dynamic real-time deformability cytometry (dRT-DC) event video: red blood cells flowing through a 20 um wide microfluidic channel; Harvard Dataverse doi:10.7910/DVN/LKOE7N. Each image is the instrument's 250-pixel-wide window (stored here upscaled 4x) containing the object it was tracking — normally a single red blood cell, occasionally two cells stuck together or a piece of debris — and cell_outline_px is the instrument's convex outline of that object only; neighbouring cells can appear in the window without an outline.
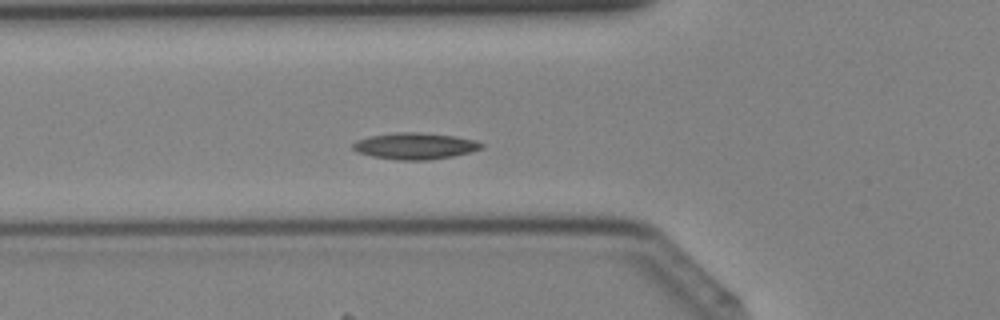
{"species": "Egyptian fruit bat (a non-hibernating species)", "species_latin": "Rousettus aegyptiacus", "temperature_condition": "cold", "stored_images_in_passage": 29, "camera_frame_rate_fps": 3000, "um_per_image_px": 0.085, "animal": {"sex": "female"}, "frame": {"image": 1, "passage_image": 2, "time_ms": 0.333, "image_size_px": [1000, 320], "cell_outline_px": [[484, 148], [472, 152], [452, 156], [428, 160], [396, 160], [372, 156], [356, 152], [352, 148], [352, 144], [356, 140], [368, 136], [396, 132], [420, 132], [456, 136], [476, 140], [484, 144]], "centroid_in_image_um": [35.28, 12.4], "position_along_channel_um": 90.5, "area_um2": 20.11}}
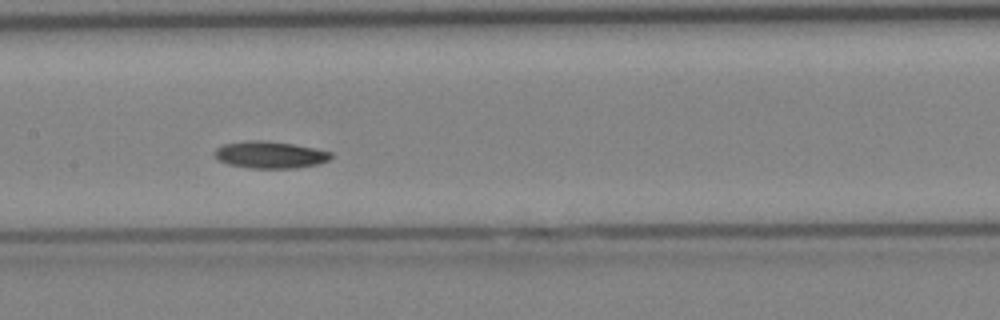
{"frame": {"image": 2, "passage_image": 8, "time_ms": 2.333, "image_size_px": [1000, 320], "cell_outline_px": [[332, 156], [328, 160], [320, 164], [296, 168], [248, 168], [228, 164], [216, 160], [212, 152], [216, 148], [224, 144], [248, 140], [264, 140], [292, 144], [316, 148], [332, 152]], "centroid_in_image_um": [22.93, 13.16], "position_along_channel_um": 184.5, "area_um2": 18.55}}
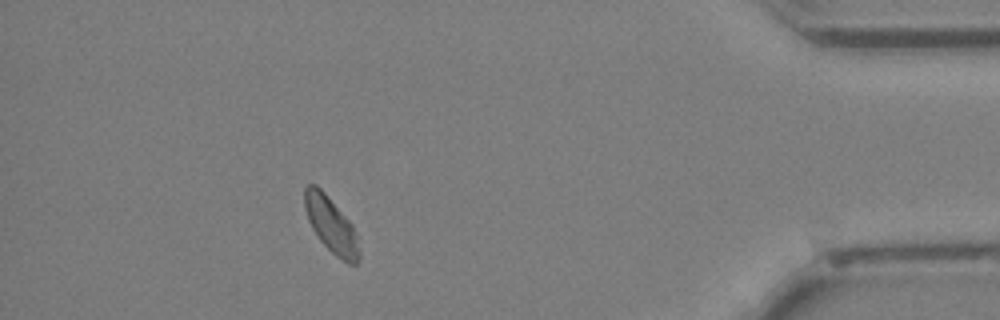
{"frame": {"image": 3, "passage_image": 25, "time_ms": 8.0, "image_size_px": [1000, 320], "cell_outline_px": [[360, 256], [356, 264], [348, 264], [336, 256], [320, 240], [312, 228], [308, 220], [304, 208], [304, 188], [308, 184], [316, 184], [324, 192], [352, 224], [360, 252]], "centroid_in_image_um": [28.12, 19.11], "position_along_channel_um": 407.1, "area_um2": 17.46}}